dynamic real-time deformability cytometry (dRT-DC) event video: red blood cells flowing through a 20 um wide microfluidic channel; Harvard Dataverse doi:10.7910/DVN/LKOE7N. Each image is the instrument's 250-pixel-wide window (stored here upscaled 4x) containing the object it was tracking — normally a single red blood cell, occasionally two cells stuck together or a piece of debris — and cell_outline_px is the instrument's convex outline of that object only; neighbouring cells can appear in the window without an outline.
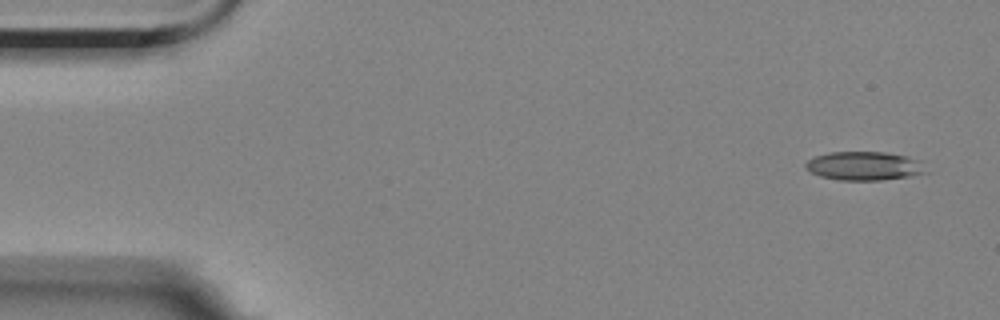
{"species": "Egyptian fruit bat (a non-hibernating species)", "species_latin": "Rousettus aegyptiacus", "temperature_condition": "room temperature", "stored_images_in_passage": 2, "camera_frame_rate_fps": 3000, "um_per_image_px": 0.085, "animal": {"sex": "female"}, "frame": {"image": 1, "passage_image": 1, "time_ms": 0.0, "image_size_px": [1000, 320], "cell_outline_px": [[932, 172], [908, 176], [880, 180], [840, 180], [820, 176], [804, 168], [804, 164], [808, 160], [816, 156], [828, 152], [884, 152], [908, 156], [920, 160]], "centroid_in_image_um": [73.51, 14.1], "position_along_channel_um": 11.5, "area_um2": 20.35}}
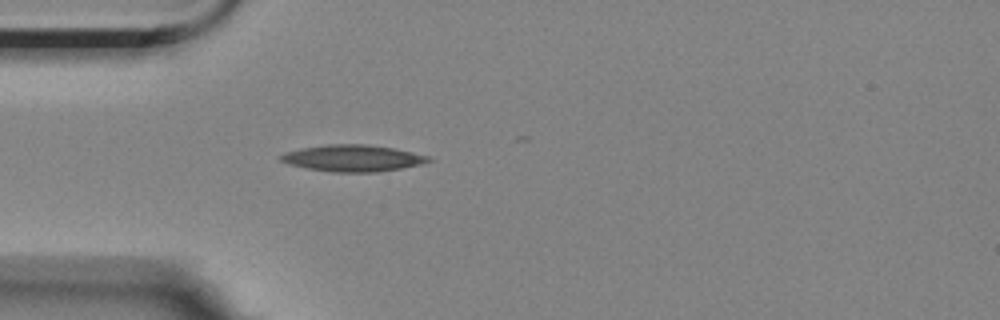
{"frame": {"image": 2, "passage_image": 2, "time_ms": 4.333, "image_size_px": [1000, 320], "cell_outline_px": [[432, 160], [420, 164], [400, 168], [376, 172], [332, 172], [308, 168], [288, 164], [280, 160], [280, 156], [284, 152], [300, 148], [328, 144], [364, 144], [392, 148], [428, 156]], "centroid_in_image_um": [29.93, 13.44], "position_along_channel_um": 55.1, "area_um2": 22.6}}